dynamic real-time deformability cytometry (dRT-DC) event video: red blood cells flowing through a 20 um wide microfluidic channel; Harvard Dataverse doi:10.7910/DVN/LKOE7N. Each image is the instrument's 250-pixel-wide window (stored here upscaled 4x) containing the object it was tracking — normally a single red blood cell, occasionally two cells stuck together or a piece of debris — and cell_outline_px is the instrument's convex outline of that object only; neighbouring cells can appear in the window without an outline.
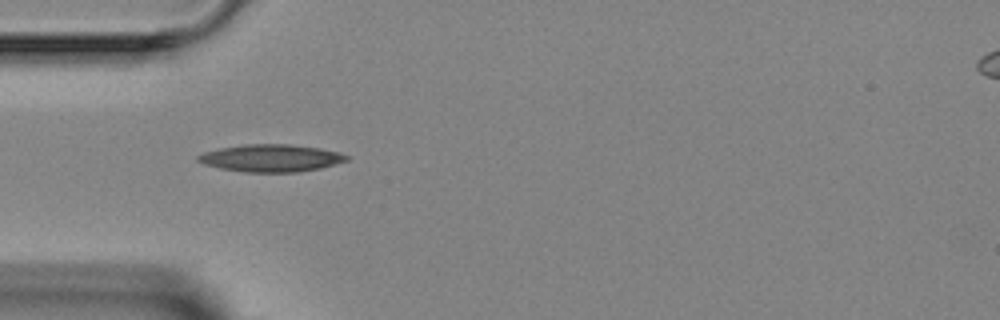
{"species": "Egyptian fruit bat (a non-hibernating species)", "species_latin": "Rousettus aegyptiacus", "temperature_condition": "room temperature", "stored_images_in_passage": 5, "camera_frame_rate_fps": 3000, "um_per_image_px": 0.085, "animal": {"sex": "female"}, "frame": {"image": 1, "passage_image": 2, "time_ms": 1.333, "image_size_px": [1000, 320], "cell_outline_px": [[348, 160], [320, 168], [296, 172], [244, 172], [220, 168], [204, 164], [196, 160], [196, 156], [204, 152], [220, 148], [244, 144], [288, 144], [320, 148], [340, 152], [348, 156]], "centroid_in_image_um": [23.01, 13.43], "position_along_channel_um": 62.0, "area_um2": 23.64}}
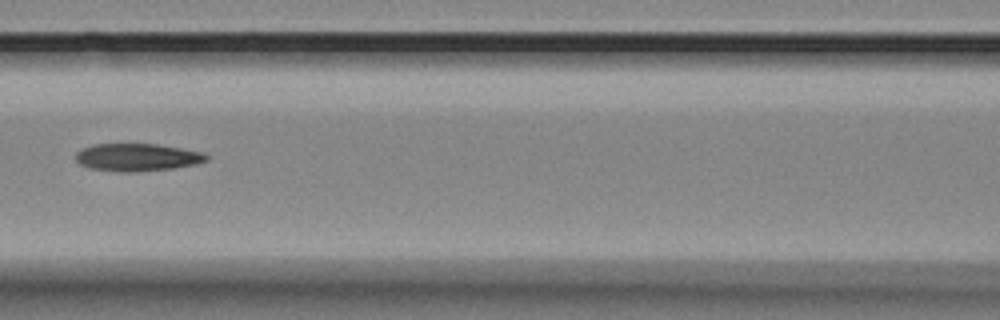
{"frame": {"image": 2, "passage_image": 4, "time_ms": 3.667, "image_size_px": [1000, 320], "cell_outline_px": [[208, 160], [196, 164], [172, 168], [136, 172], [116, 172], [88, 168], [80, 164], [76, 160], [76, 152], [92, 144], [156, 144], [204, 152], [208, 156]], "centroid_in_image_um": [11.65, 13.38], "position_along_channel_um": 154.9, "area_um2": 21.1}}
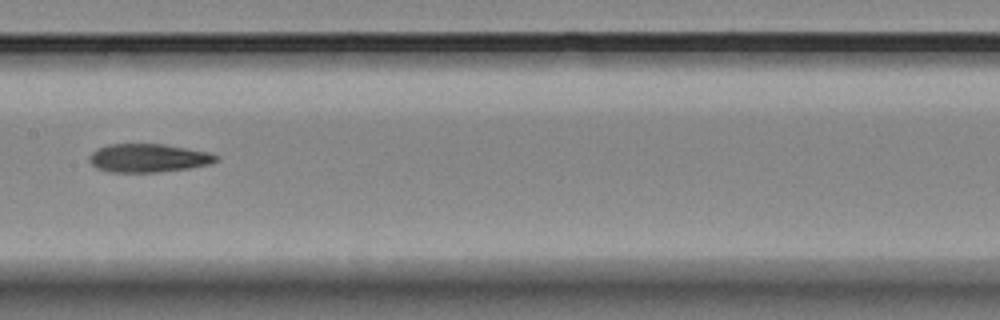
{"frame": {"image": 3, "passage_image": 5, "time_ms": 4.667, "image_size_px": [1000, 320], "cell_outline_px": [[220, 160], [212, 164], [188, 168], [156, 172], [108, 172], [96, 168], [88, 160], [88, 156], [96, 148], [108, 144], [164, 144], [188, 148], [208, 152], [220, 156]], "centroid_in_image_um": [12.61, 13.43], "position_along_channel_um": 194.8, "area_um2": 21.27}}